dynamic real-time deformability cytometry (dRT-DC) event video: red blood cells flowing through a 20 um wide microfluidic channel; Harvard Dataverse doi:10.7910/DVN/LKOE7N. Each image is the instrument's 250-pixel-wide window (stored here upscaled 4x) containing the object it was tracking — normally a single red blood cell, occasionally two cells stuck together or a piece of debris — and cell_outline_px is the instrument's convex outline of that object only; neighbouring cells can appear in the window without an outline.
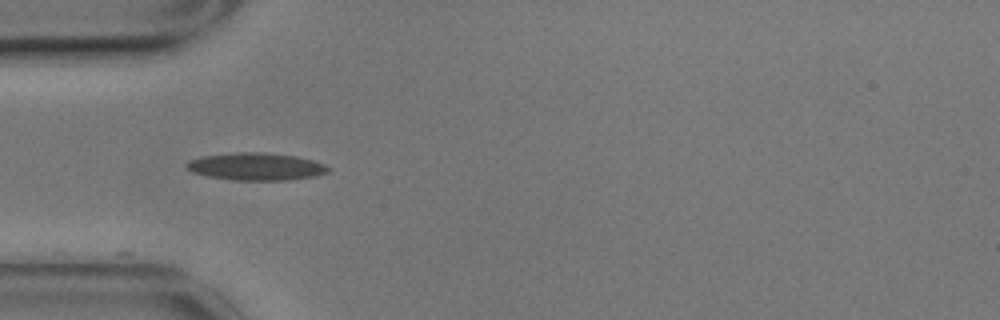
{"species": "common noctule bat (a hibernating species)", "species_latin": "Nyctalus noctula", "temperature_condition": "cold", "stored_images_in_passage": 10, "camera_frame_rate_fps": 3000, "um_per_image_px": 0.085, "animal": {"sex": "male", "body_mass_g": 17.9}, "frame": {"image": 1, "passage_image": 1, "time_ms": 0.0, "image_size_px": [1000, 320], "cell_outline_px": [[332, 168], [328, 172], [316, 176], [288, 180], [236, 180], [208, 176], [192, 172], [184, 164], [188, 160], [204, 156], [236, 152], [264, 152], [296, 156], [312, 160], [324, 164]], "centroid_in_image_um": [21.79, 14.15], "position_along_channel_um": 63.2, "area_um2": 22.66}}